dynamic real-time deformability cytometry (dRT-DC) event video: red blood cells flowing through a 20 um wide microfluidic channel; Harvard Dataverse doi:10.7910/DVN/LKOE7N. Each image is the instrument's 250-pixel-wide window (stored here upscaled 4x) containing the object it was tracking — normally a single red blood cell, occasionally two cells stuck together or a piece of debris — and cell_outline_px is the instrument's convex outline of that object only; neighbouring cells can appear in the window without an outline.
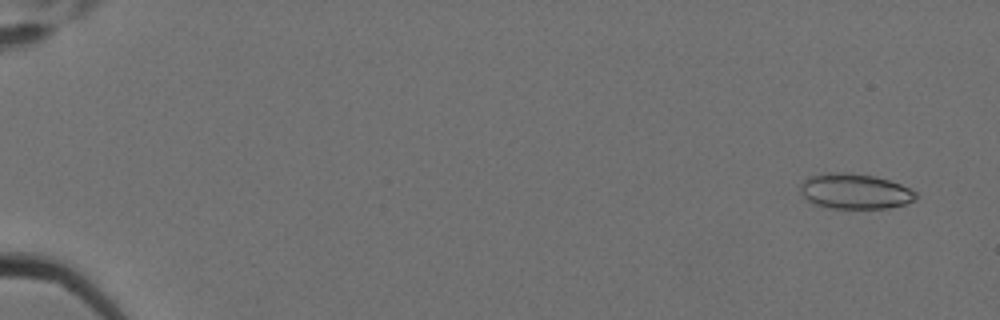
{"species": "Egyptian fruit bat (a non-hibernating species)", "species_latin": "Rousettus aegyptiacus", "temperature_condition": "cold", "stored_images_in_passage": 6, "camera_frame_rate_fps": 3000, "um_per_image_px": 0.085, "animal": {"sex": "female"}, "frame": {"image": 1, "passage_image": 1, "time_ms": 0.0, "image_size_px": [1000, 320], "cell_outline_px": [[916, 200], [904, 204], [888, 208], [828, 208], [812, 204], [800, 192], [800, 184], [808, 176], [828, 172], [844, 172], [872, 176], [888, 180], [900, 184], [916, 192]], "centroid_in_image_um": [72.62, 16.26], "position_along_channel_um": 12.4, "area_um2": 23.76}}